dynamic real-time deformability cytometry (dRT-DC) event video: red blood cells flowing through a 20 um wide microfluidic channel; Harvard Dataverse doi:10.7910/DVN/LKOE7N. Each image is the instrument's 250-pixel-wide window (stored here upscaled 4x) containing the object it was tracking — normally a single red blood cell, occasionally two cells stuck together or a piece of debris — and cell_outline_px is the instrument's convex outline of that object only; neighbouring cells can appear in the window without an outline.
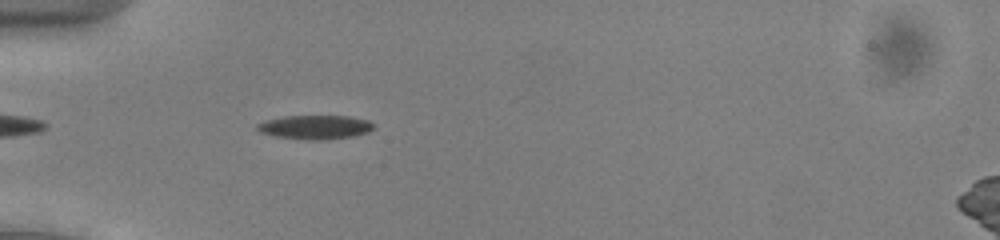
{"species": "common noctule bat (a hibernating species)", "species_latin": "Nyctalus noctula", "temperature_condition": "cold", "stored_images_in_passage": 20, "camera_frame_rate_fps": 3000, "um_per_image_px": 0.085, "animal": {"sex": "male", "body_mass_g": 13.0, "forearm_length_mm": 53.1}, "frame": {"image": 1, "passage_image": 1, "time_ms": 0.0, "image_size_px": [1000, 240], "cell_outline_px": [[376, 128], [368, 132], [352, 136], [320, 140], [308, 140], [276, 136], [260, 132], [256, 128], [256, 124], [268, 120], [284, 116], [348, 116], [368, 120], [376, 124]], "centroid_in_image_um": [26.83, 10.8], "position_along_channel_um": 58.2, "area_um2": 16.24}}
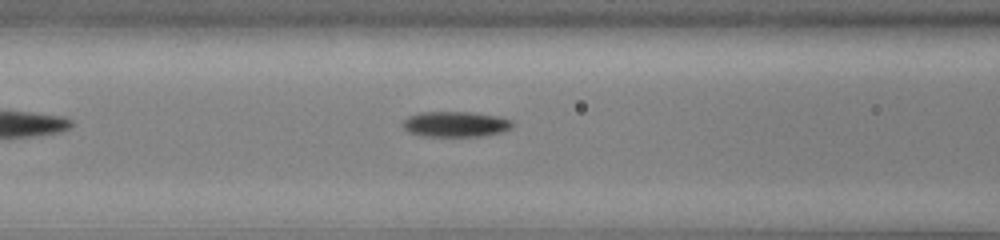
{"frame": {"image": 2, "passage_image": 7, "time_ms": 2.0, "image_size_px": [1000, 240], "cell_outline_px": [[512, 128], [504, 132], [484, 136], [420, 136], [408, 132], [400, 124], [408, 116], [420, 112], [468, 112], [496, 116], [512, 120]], "centroid_in_image_um": [38.7, 10.56], "position_along_channel_um": 127.9, "area_um2": 16.42}}
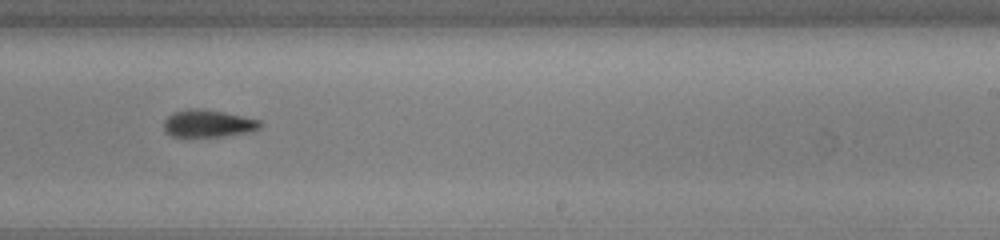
{"frame": {"image": 3, "passage_image": 18, "time_ms": 5.667, "image_size_px": [1000, 240], "cell_outline_px": [[260, 128], [248, 132], [224, 136], [172, 136], [164, 132], [164, 120], [172, 112], [188, 108], [196, 108], [220, 112], [260, 120]], "centroid_in_image_um": [17.62, 10.5], "position_along_channel_um": 271.4, "area_um2": 15.09}}